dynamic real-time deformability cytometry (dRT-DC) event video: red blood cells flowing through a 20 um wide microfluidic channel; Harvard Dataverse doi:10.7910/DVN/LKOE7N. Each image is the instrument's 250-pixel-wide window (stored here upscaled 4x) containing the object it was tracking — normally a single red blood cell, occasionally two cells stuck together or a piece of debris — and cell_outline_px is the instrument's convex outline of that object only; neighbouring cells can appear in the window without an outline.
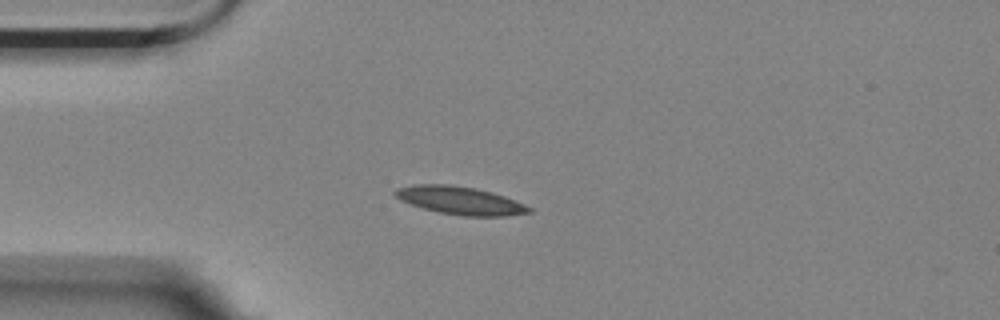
{"species": "Egyptian fruit bat (a non-hibernating species)", "species_latin": "Rousettus aegyptiacus", "temperature_condition": "room temperature", "stored_images_in_passage": 5, "camera_frame_rate_fps": 3000, "um_per_image_px": 0.085, "animal": {"sex": "female"}, "frame": {"image": 1, "passage_image": 4, "time_ms": 1.0, "image_size_px": [1000, 320], "cell_outline_px": [[532, 212], [504, 216], [464, 216], [440, 212], [424, 208], [400, 200], [392, 192], [396, 188], [416, 184], [452, 184], [476, 188], [492, 192], [504, 196], [524, 204], [532, 208]], "centroid_in_image_um": [39.11, 17.03], "position_along_channel_um": 45.9, "area_um2": 21.73}}
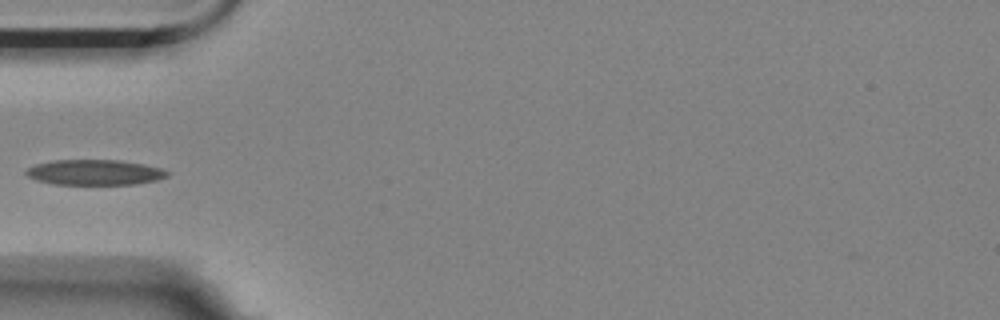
{"frame": {"image": 2, "passage_image": 5, "time_ms": 1.333, "image_size_px": [1000, 320], "cell_outline_px": [[168, 176], [156, 180], [136, 184], [52, 184], [36, 180], [28, 176], [24, 172], [28, 168], [36, 164], [52, 160], [120, 160], [144, 164], [160, 168], [168, 172]], "centroid_in_image_um": [8.03, 14.65], "position_along_channel_um": 77.0, "area_um2": 20.81}}